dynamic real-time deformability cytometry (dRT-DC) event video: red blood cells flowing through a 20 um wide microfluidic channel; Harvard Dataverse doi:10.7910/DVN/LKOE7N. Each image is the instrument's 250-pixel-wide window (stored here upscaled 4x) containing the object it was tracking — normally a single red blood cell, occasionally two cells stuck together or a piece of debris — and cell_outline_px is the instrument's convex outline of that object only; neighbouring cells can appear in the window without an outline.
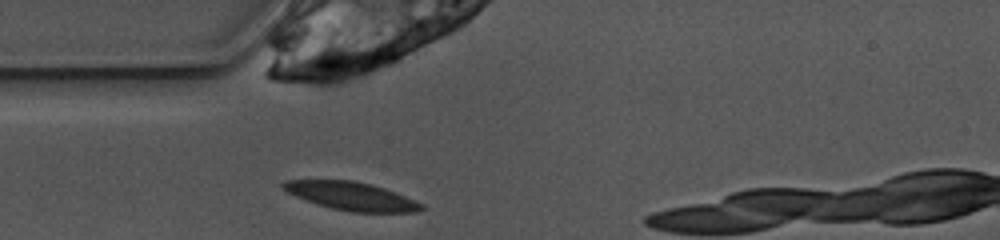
{"species": "common noctule bat (a hibernating species)", "species_latin": "Nyctalus noctula", "temperature_condition": "warm", "stored_images_in_passage": 29, "camera_frame_rate_fps": 3000, "um_per_image_px": 0.085, "animal": {"sex": "female", "body_mass_g": 10.0, "forearm_length_mm": 53.1}, "frame": {"image": 1, "passage_image": 1, "time_ms": 0.0, "image_size_px": [1000, 240], "cell_outline_px": [[428, 208], [416, 212], [352, 212], [332, 208], [296, 196], [280, 188], [280, 184], [284, 180], [352, 180], [372, 184], [384, 188], [424, 204]], "centroid_in_image_um": [29.89, 16.66], "position_along_channel_um": 55.1, "area_um2": 22.6}}
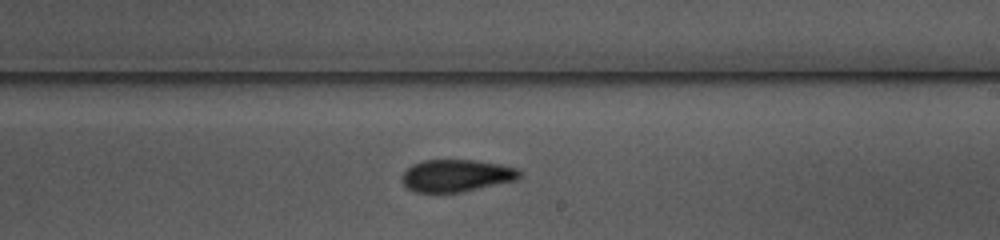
{"frame": {"image": 2, "passage_image": 16, "time_ms": 5.0, "image_size_px": [1000, 240], "cell_outline_px": [[520, 176], [516, 180], [460, 192], [416, 192], [408, 188], [404, 184], [404, 172], [412, 164], [424, 160], [472, 160], [500, 164], [516, 168], [520, 172]], "centroid_in_image_um": [38.8, 14.92], "position_along_channel_um": 250.2, "area_um2": 21.68}}
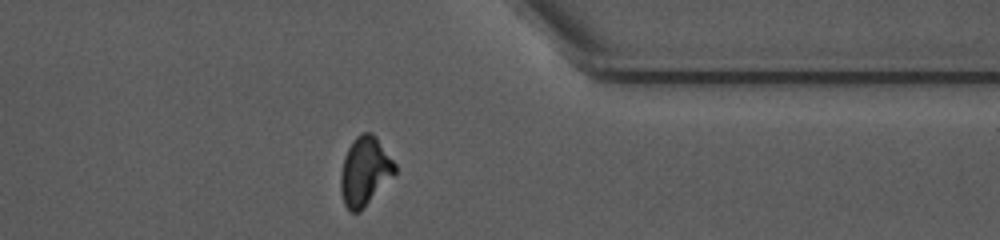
{"frame": {"image": 3, "passage_image": 27, "time_ms": 8.667, "image_size_px": [1000, 240], "cell_outline_px": [[396, 172], [364, 208], [360, 212], [348, 212], [344, 204], [340, 192], [340, 172], [344, 156], [352, 140], [360, 132], [372, 132], [376, 136], [396, 164]], "centroid_in_image_um": [30.98, 14.55], "position_along_channel_um": 380.4, "area_um2": 21.96}}